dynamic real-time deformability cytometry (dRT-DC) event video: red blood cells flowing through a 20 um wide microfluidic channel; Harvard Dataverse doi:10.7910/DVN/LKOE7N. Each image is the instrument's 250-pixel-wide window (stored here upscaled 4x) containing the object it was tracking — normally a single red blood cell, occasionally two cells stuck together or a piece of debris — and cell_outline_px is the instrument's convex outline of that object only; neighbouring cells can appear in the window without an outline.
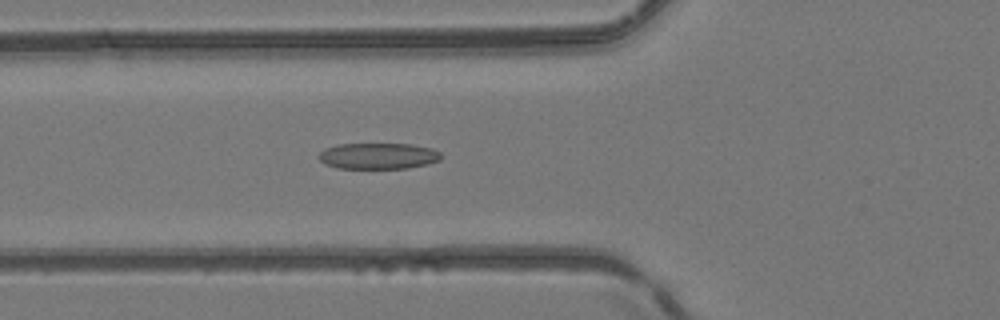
{"species": "common noctule bat (a hibernating species)", "species_latin": "Nyctalus noctula", "temperature_condition": "room temperature", "stored_images_in_passage": 37, "camera_frame_rate_fps": 3000, "um_per_image_px": 0.085, "animal": {"sex": "female", "body_mass_g": 24.6, "forearm_length_mm": 56.2}, "frame": {"image": 1, "passage_image": 6, "time_ms": 1.667, "image_size_px": [1000, 320], "cell_outline_px": [[440, 160], [428, 164], [408, 168], [336, 168], [324, 164], [320, 160], [320, 152], [324, 148], [336, 144], [412, 144], [432, 148], [440, 152]], "centroid_in_image_um": [32.14, 13.25], "position_along_channel_um": 93.7, "area_um2": 18.67}}
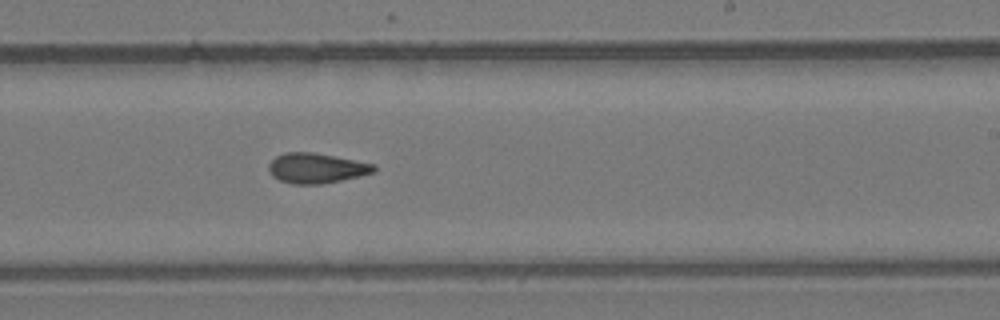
{"frame": {"image": 2, "passage_image": 18, "time_ms": 5.667, "image_size_px": [1000, 320], "cell_outline_px": [[376, 172], [340, 180], [320, 184], [292, 184], [280, 180], [272, 176], [268, 168], [268, 164], [276, 156], [284, 152], [312, 152], [376, 164]], "centroid_in_image_um": [26.88, 14.29], "position_along_channel_um": 262.1, "area_um2": 18.38}}
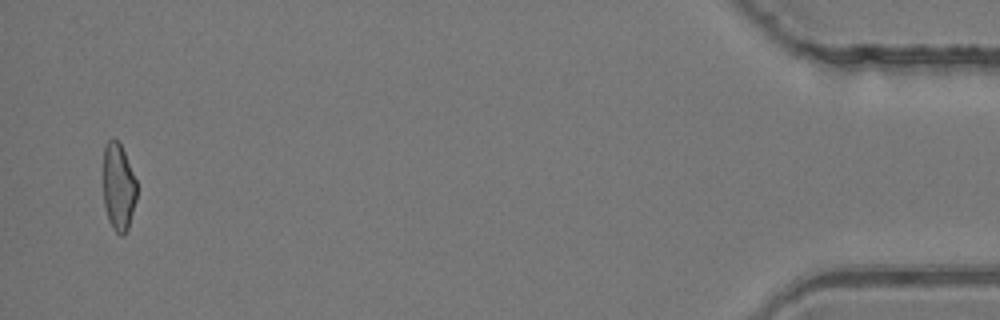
{"frame": {"image": 3, "passage_image": 36, "time_ms": 11.667, "image_size_px": [1000, 320], "cell_outline_px": [[136, 200], [128, 228], [124, 236], [120, 236], [112, 228], [108, 220], [104, 204], [104, 144], [108, 140], [116, 140], [120, 144], [124, 152], [136, 180]], "centroid_in_image_um": [10.06, 15.94], "position_along_channel_um": 425.1, "area_um2": 16.94}, "authors_computed_cell_mechanics": {"area_um2": 18.2648, "velocity_mm_per_s": 4.1885, "shape_relaxation_time_tau1_ms": null, "shape_relaxation_time_tau2_ms": 2.2069, "deformation_change_tau1": null, "deformation_change_tau2": 0.1}}